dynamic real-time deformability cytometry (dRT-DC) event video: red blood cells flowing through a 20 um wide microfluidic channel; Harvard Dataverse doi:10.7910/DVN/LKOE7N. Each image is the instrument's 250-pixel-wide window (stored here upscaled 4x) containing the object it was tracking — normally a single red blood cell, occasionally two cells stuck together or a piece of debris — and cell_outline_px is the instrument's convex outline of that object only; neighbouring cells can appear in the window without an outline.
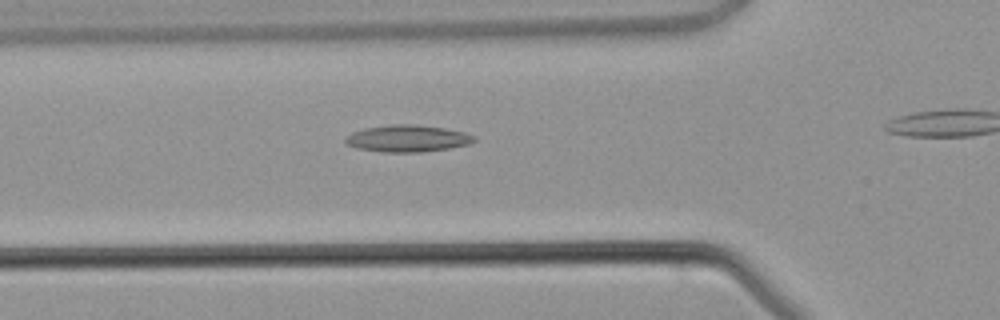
{"species": "common noctule bat (a hibernating species)", "species_latin": "Nyctalus noctula", "temperature_condition": "warm", "stored_images_in_passage": 6, "segment_of_instrument_passage": [1, 2], "camera_frame_rate_fps": 3000, "um_per_image_px": 0.085, "animal": {"sex": "male", "body_mass_g": 21.5, "forearm_length_mm": 52.0}, "frame": {"image": 1, "passage_image": 5, "time_ms": 6.0, "image_size_px": [1000, 320], "cell_outline_px": [[476, 140], [468, 144], [448, 148], [420, 152], [384, 152], [356, 148], [348, 144], [344, 140], [352, 132], [364, 128], [392, 124], [412, 124], [444, 128], [464, 132], [476, 136]], "centroid_in_image_um": [34.64, 11.76], "position_along_channel_um": 91.2, "area_um2": 20.0}}